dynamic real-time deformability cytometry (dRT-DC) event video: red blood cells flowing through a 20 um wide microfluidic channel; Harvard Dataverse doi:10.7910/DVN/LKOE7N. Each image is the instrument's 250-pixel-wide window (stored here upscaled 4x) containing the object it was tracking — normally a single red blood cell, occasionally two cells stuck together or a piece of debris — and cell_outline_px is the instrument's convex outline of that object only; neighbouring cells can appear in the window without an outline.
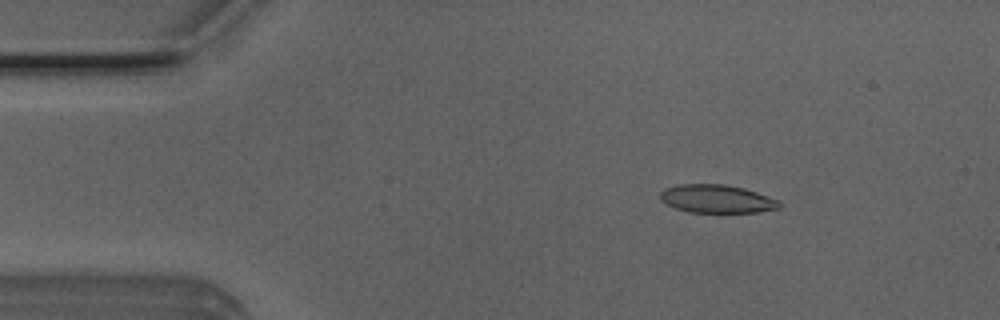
{"species": "Egyptian fruit bat (a non-hibernating species)", "species_latin": "Rousettus aegyptiacus", "temperature_condition": "room temperature", "stored_images_in_passage": 48, "camera_frame_rate_fps": 3000, "um_per_image_px": 0.085, "animal": {"sex": "male"}, "frame": {"image": 1, "passage_image": 3, "time_ms": 0.667, "image_size_px": [1000, 320], "cell_outline_px": [[780, 208], [756, 212], [688, 212], [676, 208], [660, 200], [660, 192], [664, 188], [676, 184], [724, 184], [744, 188], [756, 192], [776, 200], [780, 204]], "centroid_in_image_um": [60.87, 16.89], "position_along_channel_um": 24.1, "area_um2": 19.42}}
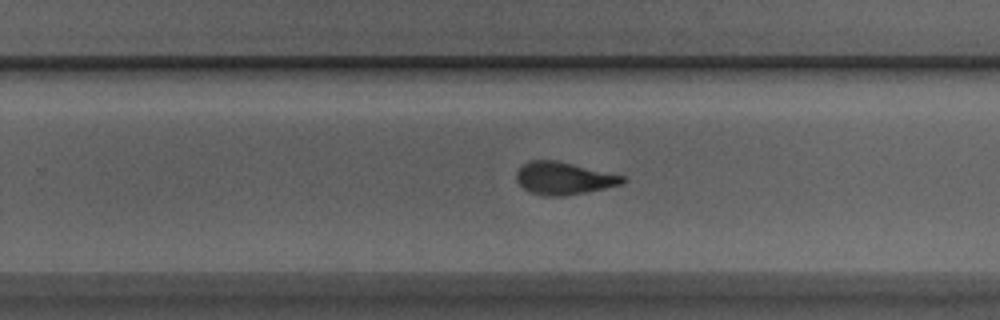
{"frame": {"image": 2, "passage_image": 28, "time_ms": 9.0, "image_size_px": [1000, 320], "cell_outline_px": [[628, 180], [624, 184], [564, 196], [544, 196], [528, 192], [516, 180], [516, 172], [528, 160], [556, 160], [624, 176]], "centroid_in_image_um": [47.91, 15.16], "position_along_channel_um": 281.9, "area_um2": 20.06}}
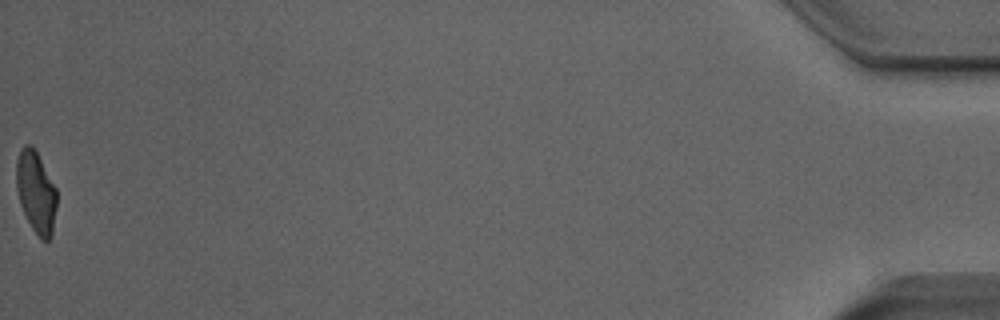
{"frame": {"image": 3, "passage_image": 48, "time_ms": 15.667, "image_size_px": [1000, 320], "cell_outline_px": [[56, 208], [52, 236], [48, 240], [40, 240], [32, 228], [20, 204], [16, 188], [16, 160], [20, 148], [24, 144], [32, 144], [56, 188]], "centroid_in_image_um": [3.04, 16.32], "position_along_channel_um": 432.2, "area_um2": 19.31}, "authors_computed_cell_mechanics": {"area_um2": 20.4034, "velocity_mm_per_s": 3.8817, "shape_relaxation_time_tau1_ms": 6.1436, "shape_relaxation_time_tau2_ms": 1.7095, "deformation_change_tau1": 0.2013, "deformation_change_tau2": 0.089}}